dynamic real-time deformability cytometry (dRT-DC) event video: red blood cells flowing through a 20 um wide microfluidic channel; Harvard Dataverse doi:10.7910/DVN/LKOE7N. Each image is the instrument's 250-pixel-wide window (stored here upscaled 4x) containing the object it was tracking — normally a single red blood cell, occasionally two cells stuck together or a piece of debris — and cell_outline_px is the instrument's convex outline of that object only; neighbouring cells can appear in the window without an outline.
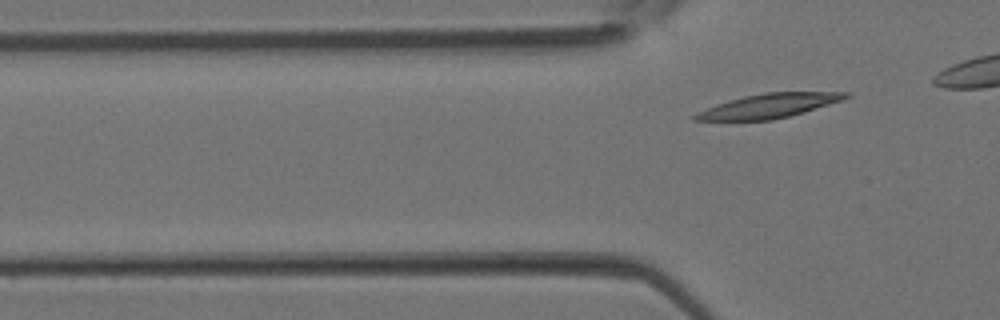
{"species": "Egyptian fruit bat (a non-hibernating species)", "species_latin": "Rousettus aegyptiacus", "temperature_condition": "room temperature", "stored_images_in_passage": 5, "camera_frame_rate_fps": 3000, "um_per_image_px": 0.085, "animal": {"sex": "female"}, "frame": {"image": 1, "passage_image": 5, "time_ms": 1.333, "image_size_px": [1000, 320], "cell_outline_px": [[852, 96], [844, 100], [804, 112], [772, 120], [692, 120], [692, 116], [696, 112], [716, 104], [728, 100], [744, 96], [764, 92], [848, 92]], "centroid_in_image_um": [65.37, 8.99], "position_along_channel_um": 60.4, "area_um2": 21.27}}